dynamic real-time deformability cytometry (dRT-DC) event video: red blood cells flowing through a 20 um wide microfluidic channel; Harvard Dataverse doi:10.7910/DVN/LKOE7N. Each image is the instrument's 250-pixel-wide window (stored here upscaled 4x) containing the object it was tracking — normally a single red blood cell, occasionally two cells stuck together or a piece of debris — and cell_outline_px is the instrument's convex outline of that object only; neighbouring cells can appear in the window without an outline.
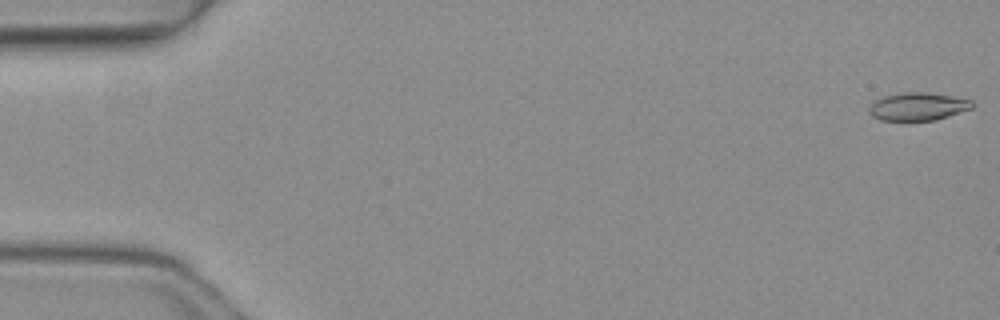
{"species": "common noctule bat (a hibernating species)", "species_latin": "Nyctalus noctula", "temperature_condition": "warm", "stored_images_in_passage": 5, "camera_frame_rate_fps": 3000, "um_per_image_px": 0.085, "animal": {"sex": "female", "body_mass_g": 19.3, "forearm_length_mm": 54.1}, "frame": {"image": 1, "passage_image": 1, "time_ms": 0.0, "image_size_px": [1000, 320], "cell_outline_px": [[976, 104], [972, 108], [936, 120], [880, 120], [872, 116], [868, 112], [868, 104], [884, 96], [900, 92], [924, 92], [952, 96], [972, 100]], "centroid_in_image_um": [78.0, 9.05], "position_along_channel_um": 7.0, "area_um2": 16.88}}
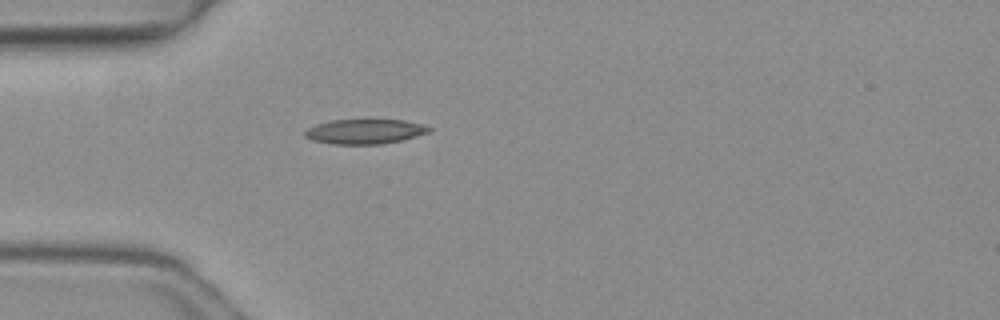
{"frame": {"image": 2, "passage_image": 5, "time_ms": 1.333, "image_size_px": [1000, 320], "cell_outline_px": [[432, 128], [428, 132], [416, 136], [400, 140], [380, 144], [332, 144], [312, 140], [304, 136], [304, 132], [308, 128], [316, 124], [332, 120], [368, 116], [404, 120], [420, 124]], "centroid_in_image_um": [30.98, 11.12], "position_along_channel_um": 54.0, "area_um2": 18.73}}